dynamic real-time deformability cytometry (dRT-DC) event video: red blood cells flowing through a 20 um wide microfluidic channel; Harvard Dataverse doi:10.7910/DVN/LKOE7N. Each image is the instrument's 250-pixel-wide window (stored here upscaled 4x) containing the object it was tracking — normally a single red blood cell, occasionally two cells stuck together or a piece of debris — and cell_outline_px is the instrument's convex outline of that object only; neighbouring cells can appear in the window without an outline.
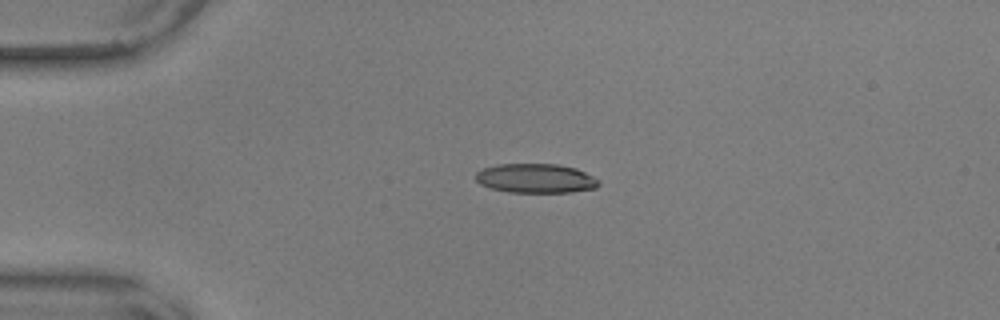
{"species": "common noctule bat (a hibernating species)", "species_latin": "Nyctalus noctula", "temperature_condition": "warm", "stored_images_in_passage": 43, "camera_frame_rate_fps": 3000, "um_per_image_px": 0.085, "animal": {"sex": "male", "body_mass_g": 17.9, "forearm_length_mm": 54.2}, "frame": {"image": 1, "passage_image": 1, "time_ms": 0.0, "image_size_px": [1000, 320], "cell_outline_px": [[600, 184], [596, 188], [572, 192], [508, 192], [492, 188], [480, 184], [476, 180], [476, 172], [484, 168], [496, 164], [556, 164], [576, 168], [600, 180]], "centroid_in_image_um": [45.55, 15.16], "position_along_channel_um": 39.5, "area_um2": 20.98}}
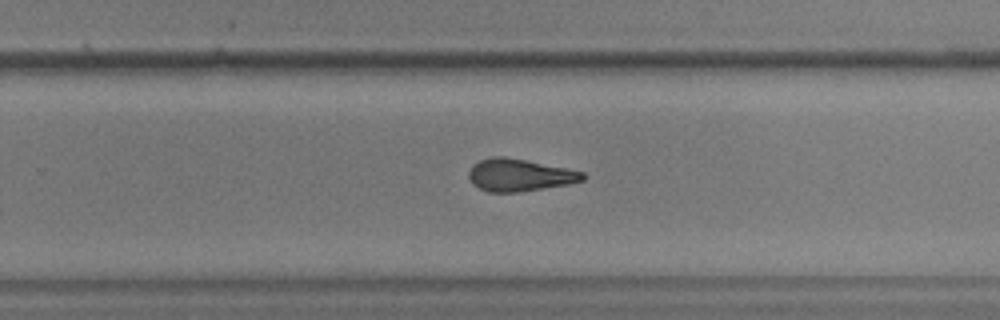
{"frame": {"image": 2, "passage_image": 24, "time_ms": 7.667, "image_size_px": [1000, 320], "cell_outline_px": [[588, 176], [584, 180], [568, 184], [520, 192], [488, 192], [472, 184], [468, 176], [468, 172], [472, 164], [480, 160], [492, 156], [504, 156], [584, 172]], "centroid_in_image_um": [44.13, 14.88], "position_along_channel_um": 285.7, "area_um2": 21.44}}
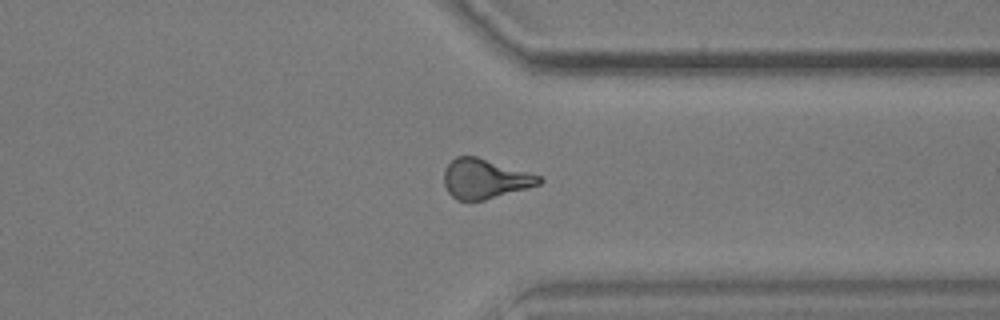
{"frame": {"image": 3, "passage_image": 31, "time_ms": 10.0, "image_size_px": [1000, 320], "cell_outline_px": [[544, 180], [540, 184], [484, 200], [456, 200], [448, 192], [444, 184], [444, 168], [456, 156], [476, 156], [528, 172], [540, 176]], "centroid_in_image_um": [41.18, 15.19], "position_along_channel_um": 370.2, "area_um2": 21.73}, "authors_computed_cell_mechanics": {"area_um2": 22.0796, "velocity_mm_per_s": 3.6479, "shape_relaxation_time_tau1_ms": 7.0431, "shape_relaxation_time_tau2_ms": 2.0978, "deformation_change_tau1": 0.2172, "deformation_change_tau2": 0.1181}}